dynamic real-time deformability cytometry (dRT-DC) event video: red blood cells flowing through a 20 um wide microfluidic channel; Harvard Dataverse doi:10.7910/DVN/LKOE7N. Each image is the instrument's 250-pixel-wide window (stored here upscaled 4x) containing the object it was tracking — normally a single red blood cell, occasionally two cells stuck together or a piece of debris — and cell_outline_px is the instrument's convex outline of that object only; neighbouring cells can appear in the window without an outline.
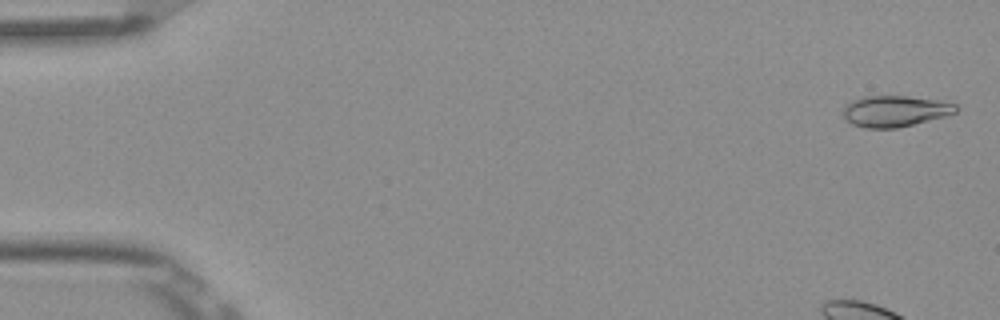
{"species": "Egyptian fruit bat (a non-hibernating species)", "species_latin": "Rousettus aegyptiacus", "temperature_condition": "room temperature", "stored_images_in_passage": 5, "camera_frame_rate_fps": 3000, "um_per_image_px": 0.085, "frame": {"image": 1, "passage_image": 1, "time_ms": 0.0, "image_size_px": [1000, 320], "cell_outline_px": [[960, 108], [956, 112], [944, 116], [896, 128], [864, 128], [852, 124], [844, 116], [844, 104], [852, 100], [864, 96], [908, 96], [936, 100], [956, 104]], "centroid_in_image_um": [76.05, 9.44], "position_along_channel_um": 8.9, "area_um2": 20.29}}